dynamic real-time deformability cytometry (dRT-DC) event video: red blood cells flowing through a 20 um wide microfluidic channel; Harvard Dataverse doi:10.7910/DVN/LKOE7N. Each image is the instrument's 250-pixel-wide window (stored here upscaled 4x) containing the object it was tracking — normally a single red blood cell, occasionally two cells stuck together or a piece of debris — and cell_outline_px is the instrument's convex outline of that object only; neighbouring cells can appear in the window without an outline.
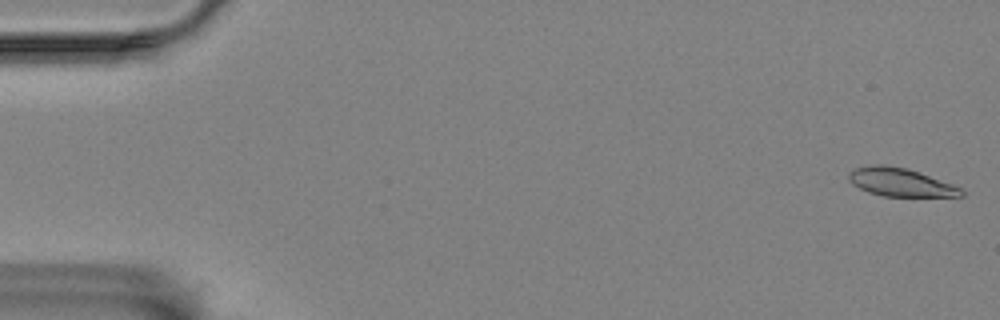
{"species": "Egyptian fruit bat (a non-hibernating species)", "species_latin": "Rousettus aegyptiacus", "temperature_condition": "room temperature", "stored_images_in_passage": 60, "camera_frame_rate_fps": 3000, "um_per_image_px": 0.085, "animal": {"sex": "female"}, "frame": {"image": 1, "passage_image": 2, "time_ms": 0.333, "image_size_px": [1000, 320], "cell_outline_px": [[964, 196], [884, 196], [868, 192], [852, 184], [848, 180], [848, 172], [856, 168], [876, 164], [884, 164], [908, 168], [952, 184], [960, 188], [964, 192]], "centroid_in_image_um": [76.51, 15.48], "position_along_channel_um": 8.5, "area_um2": 18.44}}
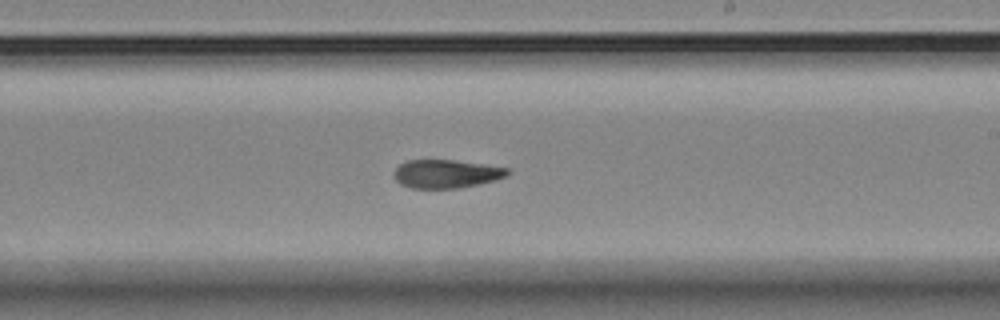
{"frame": {"image": 2, "passage_image": 36, "time_ms": 11.667, "image_size_px": [1000, 320], "cell_outline_px": [[508, 176], [496, 180], [460, 188], [412, 188], [400, 184], [396, 180], [396, 168], [400, 164], [408, 160], [452, 160], [508, 168]], "centroid_in_image_um": [37.94, 14.78], "position_along_channel_um": 251.1, "area_um2": 18.5}}
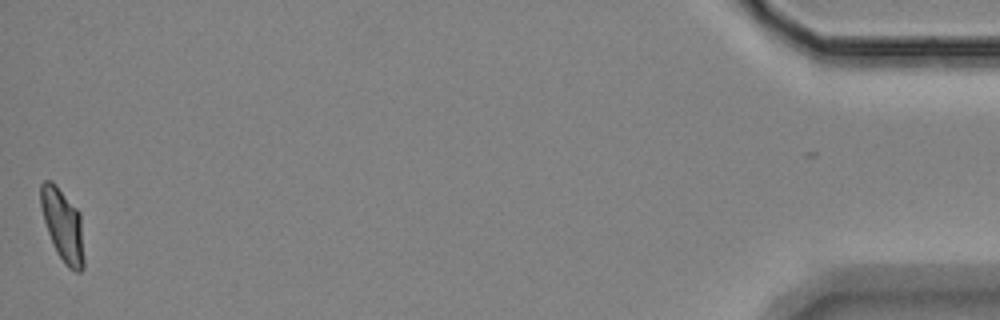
{"frame": {"image": 3, "passage_image": 60, "time_ms": 19.667, "image_size_px": [1000, 320], "cell_outline_px": [[84, 268], [80, 272], [76, 272], [68, 268], [64, 264], [48, 232], [44, 220], [40, 204], [40, 184], [44, 180], [52, 180], [56, 184], [80, 212], [84, 256]], "centroid_in_image_um": [5.35, 19.12], "position_along_channel_um": 429.9, "area_um2": 18.26}, "authors_computed_cell_mechanics": {"area_um2": 19.363, "velocity_mm_per_s": 3.4426, "shape_relaxation_time_tau1_ms": null, "shape_relaxation_time_tau2_ms": 3.6838, "deformation_change_tau1": null, "deformation_change_tau2": 0.0874}}